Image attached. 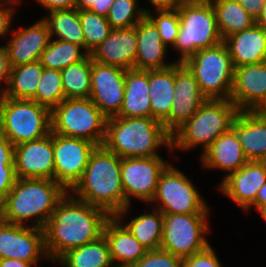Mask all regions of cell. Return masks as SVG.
Returning a JSON list of instances; mask_svg holds the SVG:
<instances>
[{
    "label": "cell",
    "instance_id": "cell-15",
    "mask_svg": "<svg viewBox=\"0 0 266 267\" xmlns=\"http://www.w3.org/2000/svg\"><path fill=\"white\" fill-rule=\"evenodd\" d=\"M170 115L162 122L172 136L207 100L193 73L184 63H175V89Z\"/></svg>",
    "mask_w": 266,
    "mask_h": 267
},
{
    "label": "cell",
    "instance_id": "cell-45",
    "mask_svg": "<svg viewBox=\"0 0 266 267\" xmlns=\"http://www.w3.org/2000/svg\"><path fill=\"white\" fill-rule=\"evenodd\" d=\"M15 146L0 133V168L14 167Z\"/></svg>",
    "mask_w": 266,
    "mask_h": 267
},
{
    "label": "cell",
    "instance_id": "cell-3",
    "mask_svg": "<svg viewBox=\"0 0 266 267\" xmlns=\"http://www.w3.org/2000/svg\"><path fill=\"white\" fill-rule=\"evenodd\" d=\"M67 192L55 180L17 178L0 204L2 218L9 223L43 229Z\"/></svg>",
    "mask_w": 266,
    "mask_h": 267
},
{
    "label": "cell",
    "instance_id": "cell-42",
    "mask_svg": "<svg viewBox=\"0 0 266 267\" xmlns=\"http://www.w3.org/2000/svg\"><path fill=\"white\" fill-rule=\"evenodd\" d=\"M20 3L14 0H0V38L6 40L7 34L12 32L13 17L17 11L15 5Z\"/></svg>",
    "mask_w": 266,
    "mask_h": 267
},
{
    "label": "cell",
    "instance_id": "cell-34",
    "mask_svg": "<svg viewBox=\"0 0 266 267\" xmlns=\"http://www.w3.org/2000/svg\"><path fill=\"white\" fill-rule=\"evenodd\" d=\"M92 57L88 54L83 60L61 70L65 99L90 98Z\"/></svg>",
    "mask_w": 266,
    "mask_h": 267
},
{
    "label": "cell",
    "instance_id": "cell-4",
    "mask_svg": "<svg viewBox=\"0 0 266 267\" xmlns=\"http://www.w3.org/2000/svg\"><path fill=\"white\" fill-rule=\"evenodd\" d=\"M171 145L172 136L155 118L112 116L107 119L103 146L121 158L160 156L158 148L166 147L171 153Z\"/></svg>",
    "mask_w": 266,
    "mask_h": 267
},
{
    "label": "cell",
    "instance_id": "cell-49",
    "mask_svg": "<svg viewBox=\"0 0 266 267\" xmlns=\"http://www.w3.org/2000/svg\"><path fill=\"white\" fill-rule=\"evenodd\" d=\"M181 0H147L151 3L154 10H172L175 9Z\"/></svg>",
    "mask_w": 266,
    "mask_h": 267
},
{
    "label": "cell",
    "instance_id": "cell-30",
    "mask_svg": "<svg viewBox=\"0 0 266 267\" xmlns=\"http://www.w3.org/2000/svg\"><path fill=\"white\" fill-rule=\"evenodd\" d=\"M43 70L44 66L39 60L11 67L4 96L32 100L35 97Z\"/></svg>",
    "mask_w": 266,
    "mask_h": 267
},
{
    "label": "cell",
    "instance_id": "cell-39",
    "mask_svg": "<svg viewBox=\"0 0 266 267\" xmlns=\"http://www.w3.org/2000/svg\"><path fill=\"white\" fill-rule=\"evenodd\" d=\"M146 17L158 29L163 43L167 47L171 46L172 49L180 28V18L177 9L150 10L146 13Z\"/></svg>",
    "mask_w": 266,
    "mask_h": 267
},
{
    "label": "cell",
    "instance_id": "cell-22",
    "mask_svg": "<svg viewBox=\"0 0 266 267\" xmlns=\"http://www.w3.org/2000/svg\"><path fill=\"white\" fill-rule=\"evenodd\" d=\"M136 34L137 54L134 69H163L176 63V59L166 62L169 49L163 43L158 29L146 16L136 24Z\"/></svg>",
    "mask_w": 266,
    "mask_h": 267
},
{
    "label": "cell",
    "instance_id": "cell-12",
    "mask_svg": "<svg viewBox=\"0 0 266 267\" xmlns=\"http://www.w3.org/2000/svg\"><path fill=\"white\" fill-rule=\"evenodd\" d=\"M162 157L122 158L121 181L125 195V209L116 215L118 219L127 216L133 204L132 197L147 204L151 203L156 194L159 176L169 164Z\"/></svg>",
    "mask_w": 266,
    "mask_h": 267
},
{
    "label": "cell",
    "instance_id": "cell-2",
    "mask_svg": "<svg viewBox=\"0 0 266 267\" xmlns=\"http://www.w3.org/2000/svg\"><path fill=\"white\" fill-rule=\"evenodd\" d=\"M122 158L103 145L92 152L82 178L69 191L75 198L116 216L125 209Z\"/></svg>",
    "mask_w": 266,
    "mask_h": 267
},
{
    "label": "cell",
    "instance_id": "cell-13",
    "mask_svg": "<svg viewBox=\"0 0 266 267\" xmlns=\"http://www.w3.org/2000/svg\"><path fill=\"white\" fill-rule=\"evenodd\" d=\"M96 144L53 133L54 180L70 191L82 178Z\"/></svg>",
    "mask_w": 266,
    "mask_h": 267
},
{
    "label": "cell",
    "instance_id": "cell-9",
    "mask_svg": "<svg viewBox=\"0 0 266 267\" xmlns=\"http://www.w3.org/2000/svg\"><path fill=\"white\" fill-rule=\"evenodd\" d=\"M183 63L193 73L207 99L230 100L235 67L223 41L198 50Z\"/></svg>",
    "mask_w": 266,
    "mask_h": 267
},
{
    "label": "cell",
    "instance_id": "cell-7",
    "mask_svg": "<svg viewBox=\"0 0 266 267\" xmlns=\"http://www.w3.org/2000/svg\"><path fill=\"white\" fill-rule=\"evenodd\" d=\"M107 119L90 98L64 99L51 110V132L101 146Z\"/></svg>",
    "mask_w": 266,
    "mask_h": 267
},
{
    "label": "cell",
    "instance_id": "cell-17",
    "mask_svg": "<svg viewBox=\"0 0 266 267\" xmlns=\"http://www.w3.org/2000/svg\"><path fill=\"white\" fill-rule=\"evenodd\" d=\"M14 167L17 178L54 180L53 133L15 145Z\"/></svg>",
    "mask_w": 266,
    "mask_h": 267
},
{
    "label": "cell",
    "instance_id": "cell-31",
    "mask_svg": "<svg viewBox=\"0 0 266 267\" xmlns=\"http://www.w3.org/2000/svg\"><path fill=\"white\" fill-rule=\"evenodd\" d=\"M222 39L251 28L256 20L236 0H211Z\"/></svg>",
    "mask_w": 266,
    "mask_h": 267
},
{
    "label": "cell",
    "instance_id": "cell-36",
    "mask_svg": "<svg viewBox=\"0 0 266 267\" xmlns=\"http://www.w3.org/2000/svg\"><path fill=\"white\" fill-rule=\"evenodd\" d=\"M64 99L61 71L44 67L35 97L32 100L52 110Z\"/></svg>",
    "mask_w": 266,
    "mask_h": 267
},
{
    "label": "cell",
    "instance_id": "cell-55",
    "mask_svg": "<svg viewBox=\"0 0 266 267\" xmlns=\"http://www.w3.org/2000/svg\"><path fill=\"white\" fill-rule=\"evenodd\" d=\"M259 163L263 166L264 170L266 171V156H264Z\"/></svg>",
    "mask_w": 266,
    "mask_h": 267
},
{
    "label": "cell",
    "instance_id": "cell-54",
    "mask_svg": "<svg viewBox=\"0 0 266 267\" xmlns=\"http://www.w3.org/2000/svg\"><path fill=\"white\" fill-rule=\"evenodd\" d=\"M256 111L266 116V101Z\"/></svg>",
    "mask_w": 266,
    "mask_h": 267
},
{
    "label": "cell",
    "instance_id": "cell-52",
    "mask_svg": "<svg viewBox=\"0 0 266 267\" xmlns=\"http://www.w3.org/2000/svg\"><path fill=\"white\" fill-rule=\"evenodd\" d=\"M256 24L266 31V0H264L263 9L260 16L256 20Z\"/></svg>",
    "mask_w": 266,
    "mask_h": 267
},
{
    "label": "cell",
    "instance_id": "cell-5",
    "mask_svg": "<svg viewBox=\"0 0 266 267\" xmlns=\"http://www.w3.org/2000/svg\"><path fill=\"white\" fill-rule=\"evenodd\" d=\"M239 110L231 100L207 99L195 114L172 135L171 148L189 151L202 147V154L232 128Z\"/></svg>",
    "mask_w": 266,
    "mask_h": 267
},
{
    "label": "cell",
    "instance_id": "cell-53",
    "mask_svg": "<svg viewBox=\"0 0 266 267\" xmlns=\"http://www.w3.org/2000/svg\"><path fill=\"white\" fill-rule=\"evenodd\" d=\"M256 211L260 214V217H262L266 222V205L259 207Z\"/></svg>",
    "mask_w": 266,
    "mask_h": 267
},
{
    "label": "cell",
    "instance_id": "cell-29",
    "mask_svg": "<svg viewBox=\"0 0 266 267\" xmlns=\"http://www.w3.org/2000/svg\"><path fill=\"white\" fill-rule=\"evenodd\" d=\"M51 262L61 267H115L104 235L96 241L68 250L57 261Z\"/></svg>",
    "mask_w": 266,
    "mask_h": 267
},
{
    "label": "cell",
    "instance_id": "cell-19",
    "mask_svg": "<svg viewBox=\"0 0 266 267\" xmlns=\"http://www.w3.org/2000/svg\"><path fill=\"white\" fill-rule=\"evenodd\" d=\"M6 43L10 67L28 64L39 60L48 46L50 33L43 19L28 27L13 29Z\"/></svg>",
    "mask_w": 266,
    "mask_h": 267
},
{
    "label": "cell",
    "instance_id": "cell-32",
    "mask_svg": "<svg viewBox=\"0 0 266 267\" xmlns=\"http://www.w3.org/2000/svg\"><path fill=\"white\" fill-rule=\"evenodd\" d=\"M50 33V38L78 44L85 49V39L80 22L79 10H55L42 18Z\"/></svg>",
    "mask_w": 266,
    "mask_h": 267
},
{
    "label": "cell",
    "instance_id": "cell-18",
    "mask_svg": "<svg viewBox=\"0 0 266 267\" xmlns=\"http://www.w3.org/2000/svg\"><path fill=\"white\" fill-rule=\"evenodd\" d=\"M230 100L239 111H256L266 101V61L235 67Z\"/></svg>",
    "mask_w": 266,
    "mask_h": 267
},
{
    "label": "cell",
    "instance_id": "cell-28",
    "mask_svg": "<svg viewBox=\"0 0 266 267\" xmlns=\"http://www.w3.org/2000/svg\"><path fill=\"white\" fill-rule=\"evenodd\" d=\"M174 89L175 64L163 69L149 70L151 118L163 122L170 115Z\"/></svg>",
    "mask_w": 266,
    "mask_h": 267
},
{
    "label": "cell",
    "instance_id": "cell-43",
    "mask_svg": "<svg viewBox=\"0 0 266 267\" xmlns=\"http://www.w3.org/2000/svg\"><path fill=\"white\" fill-rule=\"evenodd\" d=\"M115 0H76L78 10H89L96 14L107 16Z\"/></svg>",
    "mask_w": 266,
    "mask_h": 267
},
{
    "label": "cell",
    "instance_id": "cell-41",
    "mask_svg": "<svg viewBox=\"0 0 266 267\" xmlns=\"http://www.w3.org/2000/svg\"><path fill=\"white\" fill-rule=\"evenodd\" d=\"M181 267H223L213 247L209 245L196 254L183 258Z\"/></svg>",
    "mask_w": 266,
    "mask_h": 267
},
{
    "label": "cell",
    "instance_id": "cell-46",
    "mask_svg": "<svg viewBox=\"0 0 266 267\" xmlns=\"http://www.w3.org/2000/svg\"><path fill=\"white\" fill-rule=\"evenodd\" d=\"M10 70L11 67L9 64L8 51L6 44H3L0 46V98L4 96ZM2 84H4V86Z\"/></svg>",
    "mask_w": 266,
    "mask_h": 267
},
{
    "label": "cell",
    "instance_id": "cell-8",
    "mask_svg": "<svg viewBox=\"0 0 266 267\" xmlns=\"http://www.w3.org/2000/svg\"><path fill=\"white\" fill-rule=\"evenodd\" d=\"M51 132V110L29 99L0 98V133L14 146Z\"/></svg>",
    "mask_w": 266,
    "mask_h": 267
},
{
    "label": "cell",
    "instance_id": "cell-44",
    "mask_svg": "<svg viewBox=\"0 0 266 267\" xmlns=\"http://www.w3.org/2000/svg\"><path fill=\"white\" fill-rule=\"evenodd\" d=\"M16 179L15 167L0 168V204L14 187Z\"/></svg>",
    "mask_w": 266,
    "mask_h": 267
},
{
    "label": "cell",
    "instance_id": "cell-25",
    "mask_svg": "<svg viewBox=\"0 0 266 267\" xmlns=\"http://www.w3.org/2000/svg\"><path fill=\"white\" fill-rule=\"evenodd\" d=\"M232 129L236 132L248 161L266 156V116L257 111H239Z\"/></svg>",
    "mask_w": 266,
    "mask_h": 267
},
{
    "label": "cell",
    "instance_id": "cell-37",
    "mask_svg": "<svg viewBox=\"0 0 266 267\" xmlns=\"http://www.w3.org/2000/svg\"><path fill=\"white\" fill-rule=\"evenodd\" d=\"M79 16L85 39V50L90 54L108 37L112 27L106 16L89 10H79Z\"/></svg>",
    "mask_w": 266,
    "mask_h": 267
},
{
    "label": "cell",
    "instance_id": "cell-11",
    "mask_svg": "<svg viewBox=\"0 0 266 267\" xmlns=\"http://www.w3.org/2000/svg\"><path fill=\"white\" fill-rule=\"evenodd\" d=\"M210 213L163 214V235L160 249L183 259L210 245Z\"/></svg>",
    "mask_w": 266,
    "mask_h": 267
},
{
    "label": "cell",
    "instance_id": "cell-56",
    "mask_svg": "<svg viewBox=\"0 0 266 267\" xmlns=\"http://www.w3.org/2000/svg\"><path fill=\"white\" fill-rule=\"evenodd\" d=\"M3 220L2 218V214H1V211H0V222Z\"/></svg>",
    "mask_w": 266,
    "mask_h": 267
},
{
    "label": "cell",
    "instance_id": "cell-10",
    "mask_svg": "<svg viewBox=\"0 0 266 267\" xmlns=\"http://www.w3.org/2000/svg\"><path fill=\"white\" fill-rule=\"evenodd\" d=\"M192 182L169 163L159 176L155 197L149 205L163 214L209 213L206 199Z\"/></svg>",
    "mask_w": 266,
    "mask_h": 267
},
{
    "label": "cell",
    "instance_id": "cell-51",
    "mask_svg": "<svg viewBox=\"0 0 266 267\" xmlns=\"http://www.w3.org/2000/svg\"><path fill=\"white\" fill-rule=\"evenodd\" d=\"M0 267H36L31 262H25L18 259H0Z\"/></svg>",
    "mask_w": 266,
    "mask_h": 267
},
{
    "label": "cell",
    "instance_id": "cell-57",
    "mask_svg": "<svg viewBox=\"0 0 266 267\" xmlns=\"http://www.w3.org/2000/svg\"><path fill=\"white\" fill-rule=\"evenodd\" d=\"M14 1H17V2H19V3H20V5H21V2H23L22 0H14Z\"/></svg>",
    "mask_w": 266,
    "mask_h": 267
},
{
    "label": "cell",
    "instance_id": "cell-16",
    "mask_svg": "<svg viewBox=\"0 0 266 267\" xmlns=\"http://www.w3.org/2000/svg\"><path fill=\"white\" fill-rule=\"evenodd\" d=\"M126 69L92 59L90 99L107 117L116 116L125 94Z\"/></svg>",
    "mask_w": 266,
    "mask_h": 267
},
{
    "label": "cell",
    "instance_id": "cell-33",
    "mask_svg": "<svg viewBox=\"0 0 266 267\" xmlns=\"http://www.w3.org/2000/svg\"><path fill=\"white\" fill-rule=\"evenodd\" d=\"M152 213H141L130 219L125 224V220L119 219L131 232V234L148 250H158L161 247L163 235V213L150 207Z\"/></svg>",
    "mask_w": 266,
    "mask_h": 267
},
{
    "label": "cell",
    "instance_id": "cell-50",
    "mask_svg": "<svg viewBox=\"0 0 266 267\" xmlns=\"http://www.w3.org/2000/svg\"><path fill=\"white\" fill-rule=\"evenodd\" d=\"M264 205H266V183L259 189L255 201L245 211L248 212L251 208L257 210Z\"/></svg>",
    "mask_w": 266,
    "mask_h": 267
},
{
    "label": "cell",
    "instance_id": "cell-21",
    "mask_svg": "<svg viewBox=\"0 0 266 267\" xmlns=\"http://www.w3.org/2000/svg\"><path fill=\"white\" fill-rule=\"evenodd\" d=\"M136 54V25L130 28H112L108 37L90 53L98 63L126 70L134 69Z\"/></svg>",
    "mask_w": 266,
    "mask_h": 267
},
{
    "label": "cell",
    "instance_id": "cell-47",
    "mask_svg": "<svg viewBox=\"0 0 266 267\" xmlns=\"http://www.w3.org/2000/svg\"><path fill=\"white\" fill-rule=\"evenodd\" d=\"M47 12L70 10L76 7V0H36Z\"/></svg>",
    "mask_w": 266,
    "mask_h": 267
},
{
    "label": "cell",
    "instance_id": "cell-14",
    "mask_svg": "<svg viewBox=\"0 0 266 267\" xmlns=\"http://www.w3.org/2000/svg\"><path fill=\"white\" fill-rule=\"evenodd\" d=\"M18 259L31 262L36 267L42 260H49L46 249L44 230L0 222V259Z\"/></svg>",
    "mask_w": 266,
    "mask_h": 267
},
{
    "label": "cell",
    "instance_id": "cell-27",
    "mask_svg": "<svg viewBox=\"0 0 266 267\" xmlns=\"http://www.w3.org/2000/svg\"><path fill=\"white\" fill-rule=\"evenodd\" d=\"M116 116L151 117L149 70H126L124 100Z\"/></svg>",
    "mask_w": 266,
    "mask_h": 267
},
{
    "label": "cell",
    "instance_id": "cell-40",
    "mask_svg": "<svg viewBox=\"0 0 266 267\" xmlns=\"http://www.w3.org/2000/svg\"><path fill=\"white\" fill-rule=\"evenodd\" d=\"M182 259L162 249L148 250L146 254L130 267H181Z\"/></svg>",
    "mask_w": 266,
    "mask_h": 267
},
{
    "label": "cell",
    "instance_id": "cell-26",
    "mask_svg": "<svg viewBox=\"0 0 266 267\" xmlns=\"http://www.w3.org/2000/svg\"><path fill=\"white\" fill-rule=\"evenodd\" d=\"M234 67L266 61V31L258 24L223 39Z\"/></svg>",
    "mask_w": 266,
    "mask_h": 267
},
{
    "label": "cell",
    "instance_id": "cell-20",
    "mask_svg": "<svg viewBox=\"0 0 266 267\" xmlns=\"http://www.w3.org/2000/svg\"><path fill=\"white\" fill-rule=\"evenodd\" d=\"M266 183V171L259 161H248L220 181L218 189L244 211L255 201Z\"/></svg>",
    "mask_w": 266,
    "mask_h": 267
},
{
    "label": "cell",
    "instance_id": "cell-23",
    "mask_svg": "<svg viewBox=\"0 0 266 267\" xmlns=\"http://www.w3.org/2000/svg\"><path fill=\"white\" fill-rule=\"evenodd\" d=\"M200 161L203 168L223 171L225 173L223 180L247 163L248 159L244 155L236 132L231 128L220 135L203 155H200Z\"/></svg>",
    "mask_w": 266,
    "mask_h": 267
},
{
    "label": "cell",
    "instance_id": "cell-1",
    "mask_svg": "<svg viewBox=\"0 0 266 267\" xmlns=\"http://www.w3.org/2000/svg\"><path fill=\"white\" fill-rule=\"evenodd\" d=\"M110 217L103 209L75 198L68 191L43 228L49 261H57L68 250L99 239Z\"/></svg>",
    "mask_w": 266,
    "mask_h": 267
},
{
    "label": "cell",
    "instance_id": "cell-6",
    "mask_svg": "<svg viewBox=\"0 0 266 267\" xmlns=\"http://www.w3.org/2000/svg\"><path fill=\"white\" fill-rule=\"evenodd\" d=\"M180 28L172 48L178 51L176 62L183 63L198 50L223 41L217 27L215 10L210 1L181 0L176 7Z\"/></svg>",
    "mask_w": 266,
    "mask_h": 267
},
{
    "label": "cell",
    "instance_id": "cell-48",
    "mask_svg": "<svg viewBox=\"0 0 266 267\" xmlns=\"http://www.w3.org/2000/svg\"><path fill=\"white\" fill-rule=\"evenodd\" d=\"M255 20L260 16L264 0H236Z\"/></svg>",
    "mask_w": 266,
    "mask_h": 267
},
{
    "label": "cell",
    "instance_id": "cell-35",
    "mask_svg": "<svg viewBox=\"0 0 266 267\" xmlns=\"http://www.w3.org/2000/svg\"><path fill=\"white\" fill-rule=\"evenodd\" d=\"M89 53L80 45L51 38L41 53L40 63L49 69L62 70L83 60Z\"/></svg>",
    "mask_w": 266,
    "mask_h": 267
},
{
    "label": "cell",
    "instance_id": "cell-38",
    "mask_svg": "<svg viewBox=\"0 0 266 267\" xmlns=\"http://www.w3.org/2000/svg\"><path fill=\"white\" fill-rule=\"evenodd\" d=\"M138 0H115L107 20L112 28H130L140 22L150 9L140 8Z\"/></svg>",
    "mask_w": 266,
    "mask_h": 267
},
{
    "label": "cell",
    "instance_id": "cell-24",
    "mask_svg": "<svg viewBox=\"0 0 266 267\" xmlns=\"http://www.w3.org/2000/svg\"><path fill=\"white\" fill-rule=\"evenodd\" d=\"M103 235L108 242L115 267H130L148 251L116 216L107 220Z\"/></svg>",
    "mask_w": 266,
    "mask_h": 267
}]
</instances>
